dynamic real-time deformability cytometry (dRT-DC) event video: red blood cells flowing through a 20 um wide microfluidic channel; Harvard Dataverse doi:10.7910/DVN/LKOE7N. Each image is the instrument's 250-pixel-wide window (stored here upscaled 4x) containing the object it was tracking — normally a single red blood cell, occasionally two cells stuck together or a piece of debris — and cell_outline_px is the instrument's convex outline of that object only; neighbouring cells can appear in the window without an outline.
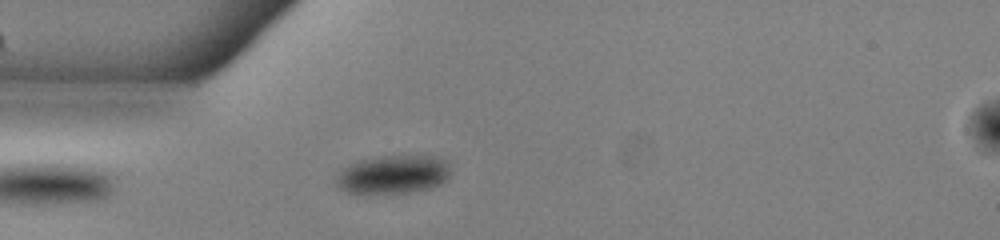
{"species": "common noctule bat (a hibernating species)", "species_latin": "Nyctalus noctula", "temperature_condition": "warm", "stored_images_in_passage": 32, "camera_frame_rate_fps": 3000, "um_per_image_px": 0.085, "animal": {"sex": "male", "body_mass_g": 13.0, "forearm_length_mm": 53.1}, "frame": {"image": 1, "passage_image": 1, "time_ms": 0.0, "image_size_px": [1000, 240], "cell_outline_px": [[448, 180], [432, 188], [416, 192], [368, 196], [364, 196], [348, 192], [340, 188], [336, 184], [336, 180], [340, 172], [348, 164], [360, 160], [384, 156], [432, 156], [444, 160], [448, 164]], "centroid_in_image_um": [33.39, 14.89], "position_along_channel_um": 51.6, "area_um2": 26.24}}
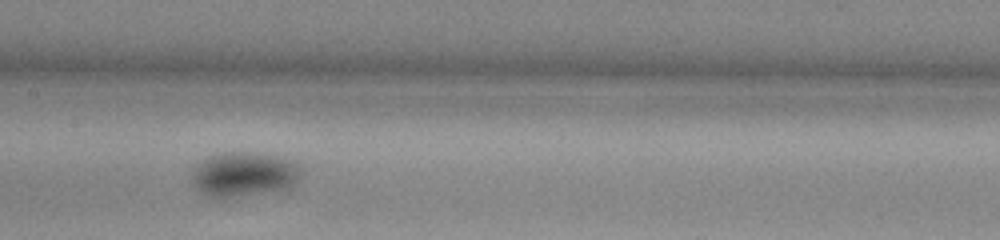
{"frame": {"image": 2, "passage_image": 12, "time_ms": 3.667, "image_size_px": [1000, 240], "cell_outline_px": [[300, 176], [292, 184], [280, 188], [220, 200], [196, 188], [192, 184], [192, 176], [200, 160], [208, 156], [220, 152], [252, 152], [280, 156], [292, 160], [296, 164], [300, 172]], "centroid_in_image_um": [20.67, 14.78], "position_along_channel_um": 186.7, "area_um2": 27.92}}
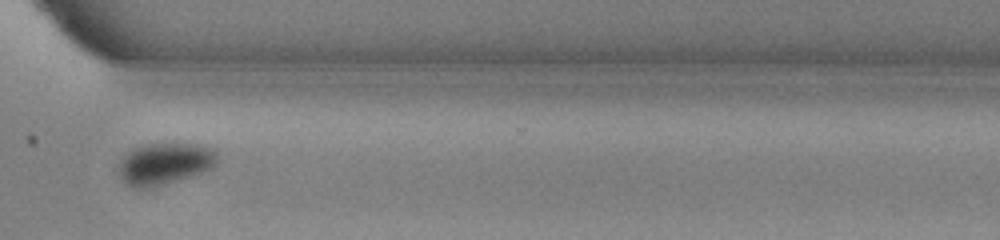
{"frame": {"image": 3, "passage_image": 25, "time_ms": 8.0, "image_size_px": [1000, 240], "cell_outline_px": [[216, 164], [212, 168], [176, 180], [148, 188], [136, 188], [128, 184], [120, 176], [120, 160], [132, 148], [144, 144], [160, 140], [176, 140], [200, 144], [216, 148]], "centroid_in_image_um": [14.03, 13.81], "position_along_channel_um": 356.6, "area_um2": 24.62}, "authors_computed_cell_mechanics": {"area_um2": 26.2701, "velocity_mm_per_s": 3.915, "shape_relaxation_time_tau1_ms": 3.6383, "shape_relaxation_time_tau2_ms": null, "deformation_change_tau1": 0.058, "deformation_change_tau2": null}}